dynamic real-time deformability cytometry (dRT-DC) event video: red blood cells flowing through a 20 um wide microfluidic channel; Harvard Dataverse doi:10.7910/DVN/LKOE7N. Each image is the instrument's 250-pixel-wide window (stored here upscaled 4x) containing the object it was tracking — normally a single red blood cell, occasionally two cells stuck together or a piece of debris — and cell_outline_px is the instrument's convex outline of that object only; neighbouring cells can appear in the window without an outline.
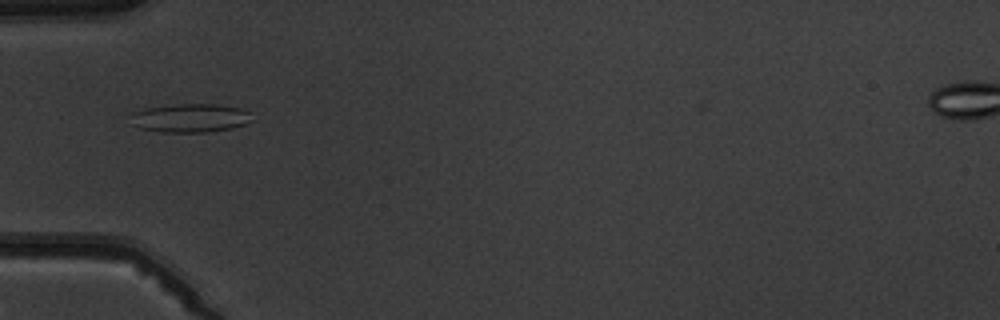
{"species": "common noctule bat (a hibernating species)", "species_latin": "Nyctalus noctula", "temperature_condition": "warm", "stored_images_in_passage": 5, "camera_frame_rate_fps": 3000, "um_per_image_px": 0.085, "animal": {"sex": "male", "body_mass_g": 19.5, "forearm_length_mm": 54.6}, "frame": {"image": 1, "passage_image": 1, "time_ms": 0.0, "image_size_px": [1000, 320], "cell_outline_px": [[252, 120], [244, 124], [232, 128], [208, 132], [164, 132], [140, 128], [136, 124], [132, 112], [144, 108], [176, 104], [216, 104], [240, 108], [252, 112]], "centroid_in_image_um": [16.25, 10.02], "position_along_channel_um": 68.7, "area_um2": 20.06}}
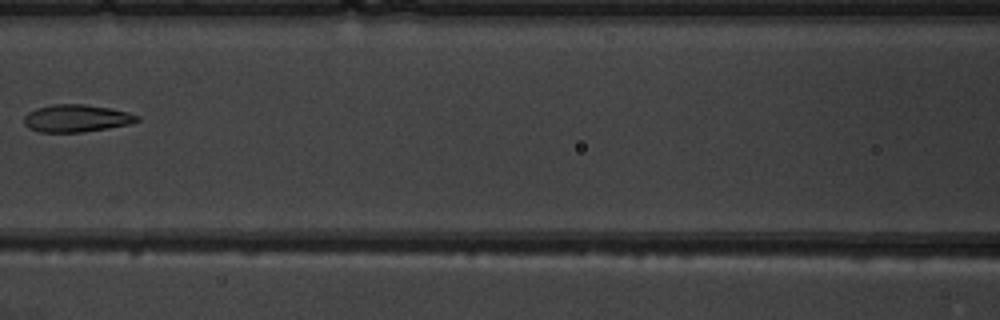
{"frame": {"image": 2, "passage_image": 3, "time_ms": 2.333, "image_size_px": [1000, 320], "cell_outline_px": [[140, 120], [132, 124], [84, 132], [40, 132], [28, 128], [24, 124], [24, 116], [28, 112], [36, 108], [52, 104], [84, 104], [112, 108], [128, 112], [140, 116]], "centroid_in_image_um": [6.52, 10.05], "position_along_channel_um": 160.1, "area_um2": 18.32}}
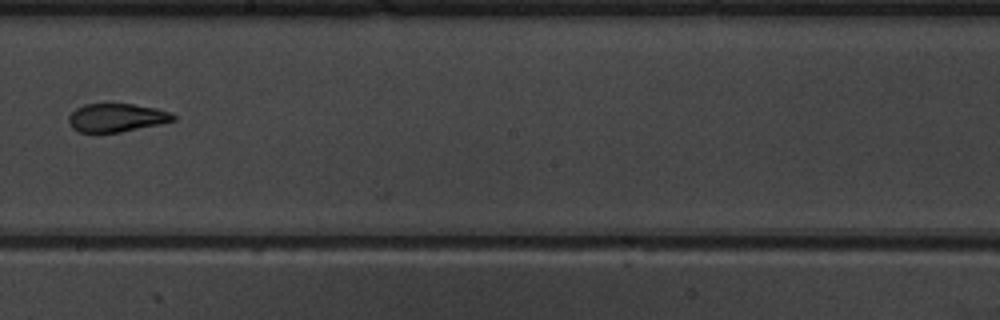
{"frame": {"image": 3, "passage_image": 5, "time_ms": 4.333, "image_size_px": [1000, 320], "cell_outline_px": [[176, 120], [160, 124], [120, 132], [80, 132], [72, 128], [68, 120], [68, 116], [76, 108], [84, 104], [132, 104], [156, 108], [172, 112], [176, 116]], "centroid_in_image_um": [9.93, 10.0], "position_along_channel_um": 238.3, "area_um2": 17.28}}